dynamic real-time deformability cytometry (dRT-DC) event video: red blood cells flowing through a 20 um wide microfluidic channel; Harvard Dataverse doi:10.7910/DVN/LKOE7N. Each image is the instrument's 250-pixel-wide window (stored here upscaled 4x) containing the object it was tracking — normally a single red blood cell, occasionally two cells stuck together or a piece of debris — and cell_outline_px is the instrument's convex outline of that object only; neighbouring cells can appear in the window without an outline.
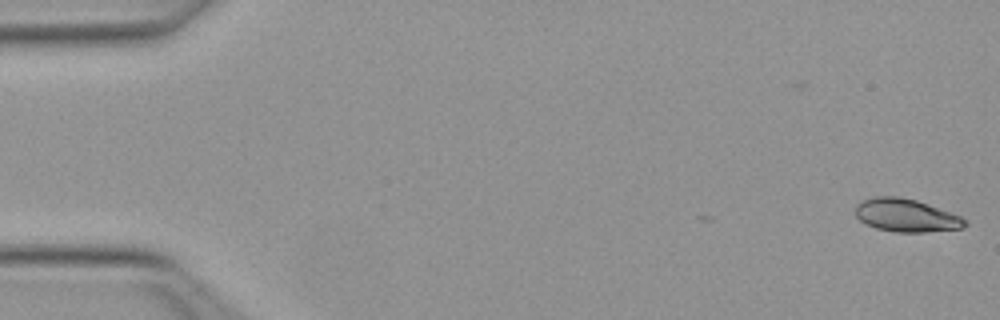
{"species": "Egyptian fruit bat (a non-hibernating species)", "species_latin": "Rousettus aegyptiacus", "temperature_condition": "warm", "stored_images_in_passage": 4, "camera_frame_rate_fps": 3000, "um_per_image_px": 0.085, "animal": {"sex": "female"}, "frame": {"image": 1, "passage_image": 1, "time_ms": 0.0, "image_size_px": [1000, 320], "cell_outline_px": [[968, 224], [964, 228], [924, 232], [896, 232], [876, 228], [860, 220], [856, 216], [856, 204], [864, 200], [876, 196], [900, 196], [916, 200], [952, 212], [968, 220]], "centroid_in_image_um": [77.07, 18.3], "position_along_channel_um": 7.9, "area_um2": 21.1}}